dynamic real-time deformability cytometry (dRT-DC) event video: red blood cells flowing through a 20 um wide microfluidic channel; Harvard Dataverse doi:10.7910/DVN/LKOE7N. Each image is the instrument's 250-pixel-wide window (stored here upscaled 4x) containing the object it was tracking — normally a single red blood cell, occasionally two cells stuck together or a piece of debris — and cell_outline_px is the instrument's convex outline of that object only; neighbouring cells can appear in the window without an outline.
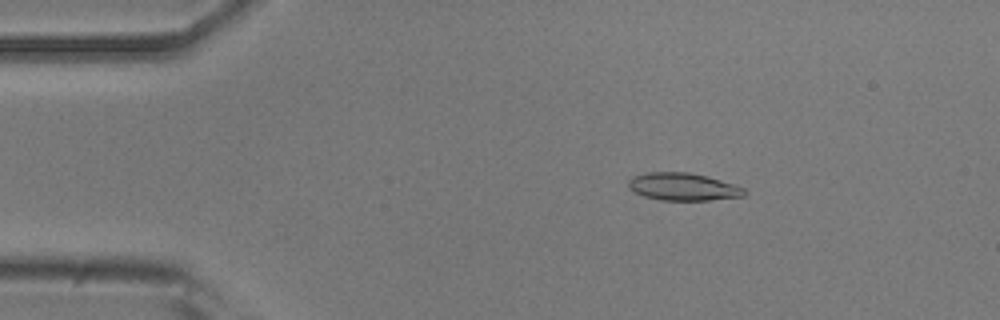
{"species": "common noctule bat (a hibernating species)", "species_latin": "Nyctalus noctula", "temperature_condition": "room temperature", "stored_images_in_passage": 23, "camera_frame_rate_fps": 3000, "um_per_image_px": 0.085, "animal": {"sex": "male", "body_mass_g": 20.5, "forearm_length_mm": 52.5}, "frame": {"image": 1, "passage_image": 9, "time_ms": 2.667, "image_size_px": [1000, 320], "cell_outline_px": [[744, 196], [708, 200], [660, 200], [644, 196], [628, 188], [628, 180], [632, 176], [648, 172], [688, 172], [708, 176], [744, 188]], "centroid_in_image_um": [58.01, 15.86], "position_along_channel_um": 27.0, "area_um2": 18.5}}
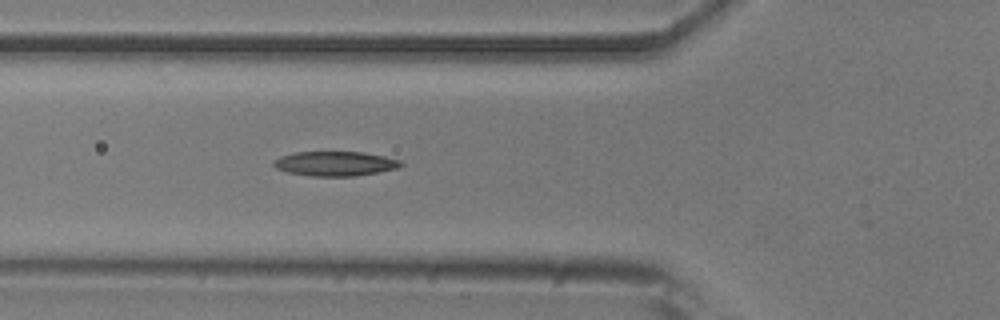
{"frame": {"image": 2, "passage_image": 19, "time_ms": 6.0, "image_size_px": [1000, 320], "cell_outline_px": [[404, 164], [396, 168], [356, 176], [312, 176], [288, 172], [276, 168], [272, 164], [272, 160], [280, 156], [296, 152], [364, 152], [384, 156], [400, 160]], "centroid_in_image_um": [28.45, 13.9], "position_along_channel_um": 97.3, "area_um2": 18.15}}
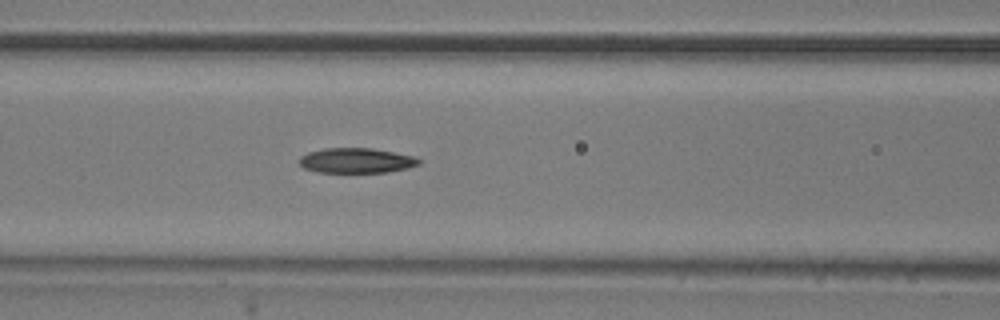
{"frame": {"image": 3, "passage_image": 22, "time_ms": 7.0, "image_size_px": [1000, 320], "cell_outline_px": [[420, 164], [388, 172], [320, 172], [304, 168], [300, 164], [300, 156], [308, 152], [324, 148], [372, 148], [412, 156], [420, 160]], "centroid_in_image_um": [30.25, 13.64], "position_along_channel_um": 136.3, "area_um2": 17.17}}